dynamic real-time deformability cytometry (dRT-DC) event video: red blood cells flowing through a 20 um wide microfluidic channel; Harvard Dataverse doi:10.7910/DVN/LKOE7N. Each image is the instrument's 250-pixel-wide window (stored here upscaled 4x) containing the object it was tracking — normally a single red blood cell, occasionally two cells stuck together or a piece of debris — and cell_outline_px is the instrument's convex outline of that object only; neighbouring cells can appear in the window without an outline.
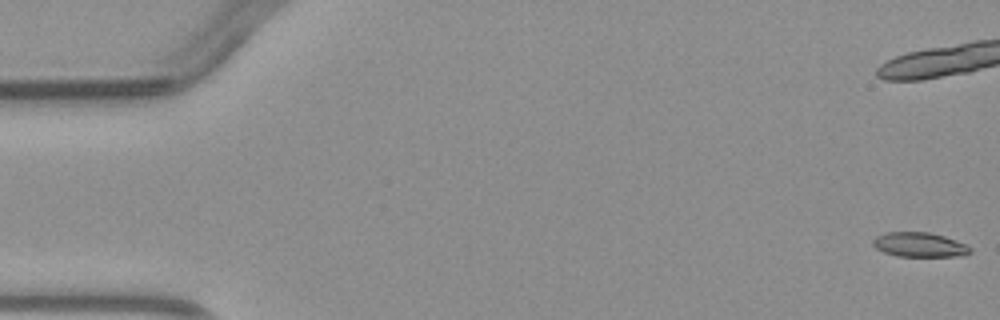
{"species": "common noctule bat (a hibernating species)", "species_latin": "Nyctalus noctula", "temperature_condition": "warm", "stored_images_in_passage": 7, "camera_frame_rate_fps": 3000, "um_per_image_px": 0.085, "animal": {"sex": "male", "body_mass_g": 23.1, "forearm_length_mm": 52.7}, "frame": {"image": 1, "passage_image": 1, "time_ms": 0.0, "image_size_px": [1000, 320], "cell_outline_px": [[972, 252], [964, 256], [896, 256], [884, 252], [876, 248], [872, 244], [872, 240], [876, 236], [884, 232], [928, 232], [944, 236], [956, 240], [972, 248]], "centroid_in_image_um": [78.15, 20.8], "position_along_channel_um": 6.8, "area_um2": 13.99}}
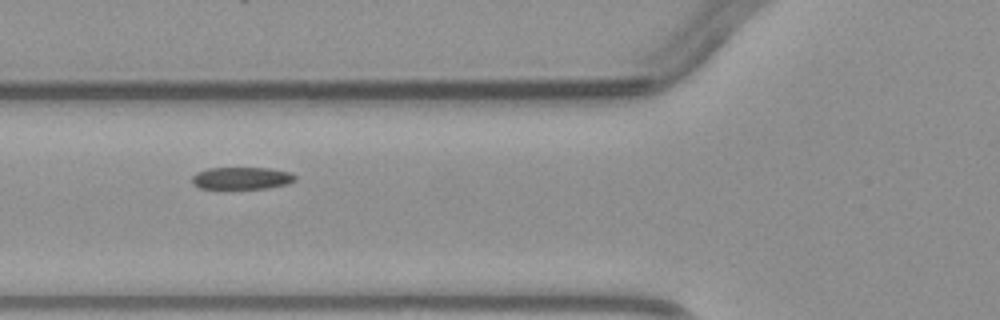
{"frame": {"image": 2, "passage_image": 6, "time_ms": 6.667, "image_size_px": [1000, 320], "cell_outline_px": [[296, 180], [288, 184], [268, 188], [200, 188], [192, 184], [192, 176], [196, 172], [208, 168], [268, 168], [292, 172], [296, 176]], "centroid_in_image_um": [20.56, 15.14], "position_along_channel_um": 105.2, "area_um2": 13.41}}
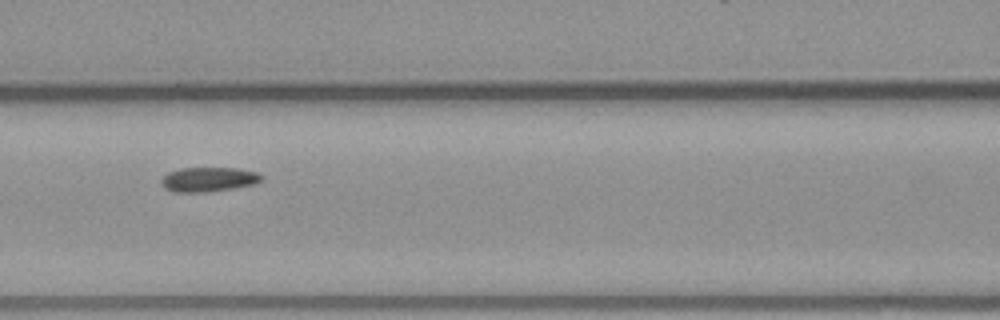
{"frame": {"image": 3, "passage_image": 7, "time_ms": 7.667, "image_size_px": [1000, 320], "cell_outline_px": [[264, 180], [256, 184], [232, 188], [204, 192], [172, 192], [164, 188], [160, 184], [160, 180], [168, 172], [180, 168], [236, 168], [260, 172], [264, 176]], "centroid_in_image_um": [17.75, 15.24], "position_along_channel_um": 148.8, "area_um2": 14.57}}